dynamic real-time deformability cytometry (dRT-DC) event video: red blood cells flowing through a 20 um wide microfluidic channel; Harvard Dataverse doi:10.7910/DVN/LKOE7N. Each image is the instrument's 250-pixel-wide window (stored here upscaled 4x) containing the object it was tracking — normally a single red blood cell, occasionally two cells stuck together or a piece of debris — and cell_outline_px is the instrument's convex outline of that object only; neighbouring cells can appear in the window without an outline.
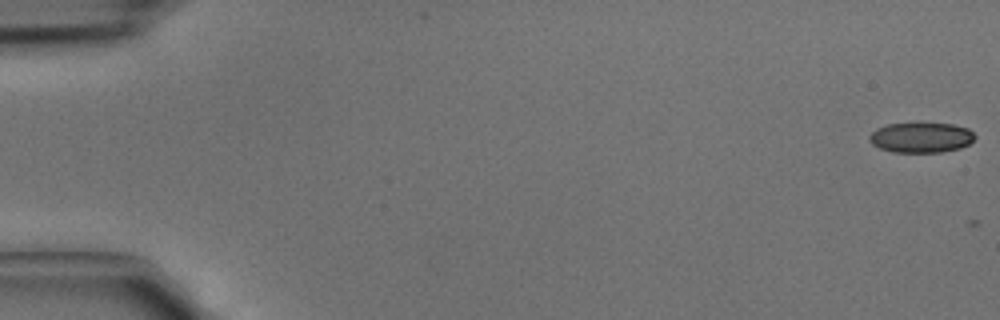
{"species": "common noctule bat (a hibernating species)", "species_latin": "Nyctalus noctula", "temperature_condition": "cold", "stored_images_in_passage": 6, "camera_frame_rate_fps": 3000, "um_per_image_px": 0.085, "animal": {"sex": "male", "body_mass_g": 15.6}, "frame": {"image": 1, "passage_image": 1, "time_ms": 0.0, "image_size_px": [1000, 320], "cell_outline_px": [[976, 136], [968, 144], [960, 148], [940, 152], [892, 152], [880, 148], [872, 144], [868, 140], [868, 136], [876, 128], [888, 124], [952, 124], [968, 128]], "centroid_in_image_um": [78.26, 11.7], "position_along_channel_um": 6.7, "area_um2": 18.38}}
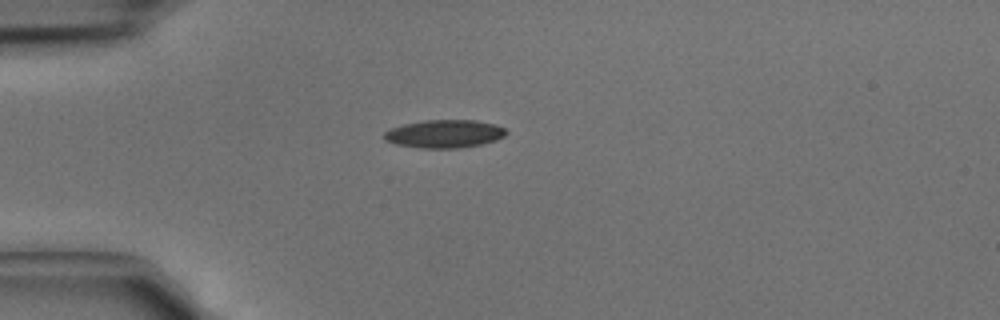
{"frame": {"image": 2, "passage_image": 6, "time_ms": 1.667, "image_size_px": [1000, 320], "cell_outline_px": [[508, 132], [504, 136], [496, 140], [480, 144], [460, 148], [420, 148], [396, 144], [384, 140], [380, 136], [384, 132], [392, 128], [404, 124], [424, 120], [476, 120], [492, 124], [504, 128]], "centroid_in_image_um": [37.73, 11.38], "position_along_channel_um": 47.3, "area_um2": 19.94}}